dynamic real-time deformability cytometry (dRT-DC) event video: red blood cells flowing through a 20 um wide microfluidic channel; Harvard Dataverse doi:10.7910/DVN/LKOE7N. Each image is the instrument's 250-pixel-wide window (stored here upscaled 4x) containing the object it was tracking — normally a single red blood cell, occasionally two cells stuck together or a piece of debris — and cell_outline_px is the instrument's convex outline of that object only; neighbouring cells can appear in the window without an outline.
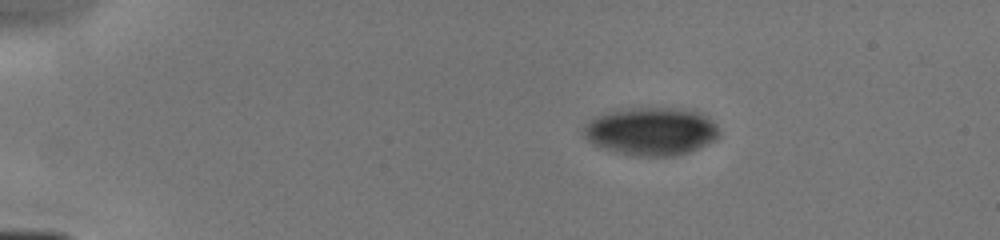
{"species": "human", "species_latin": "Homo sapiens", "temperature_condition": "cold", "stored_images_in_passage": 6, "camera_frame_rate_fps": 3000, "um_per_image_px": 0.085, "donor": {"sex": "male"}, "frame": {"image": 1, "passage_image": 1, "time_ms": 0.0, "image_size_px": [1000, 240], "cell_outline_px": [[720, 136], [716, 140], [708, 144], [688, 152], [676, 156], [632, 156], [600, 148], [592, 144], [584, 136], [584, 124], [588, 120], [604, 112], [620, 108], [688, 108], [708, 116], [716, 124], [720, 132]], "centroid_in_image_um": [55.35, 11.15], "position_along_channel_um": 29.7, "area_um2": 38.67}}
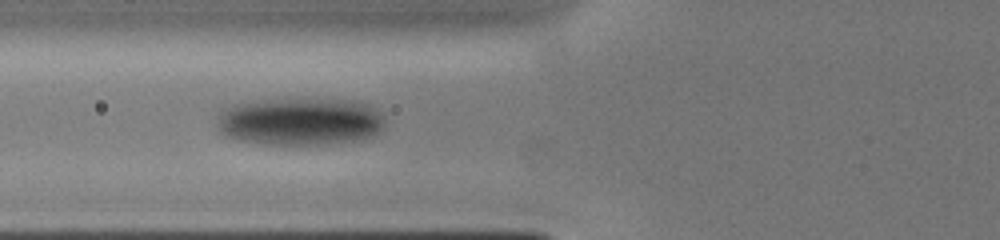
{"frame": {"image": 2, "passage_image": 5, "time_ms": 3.667, "image_size_px": [1000, 240], "cell_outline_px": [[384, 128], [376, 136], [360, 140], [328, 144], [272, 144], [236, 140], [224, 136], [216, 128], [216, 116], [220, 108], [232, 104], [252, 100], [288, 96], [316, 96], [352, 100], [368, 104], [384, 116]], "centroid_in_image_um": [25.46, 10.26], "position_along_channel_um": 100.3, "area_um2": 49.13}}
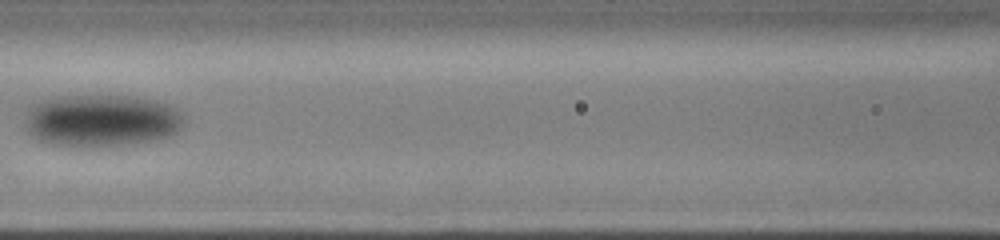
{"frame": {"image": 3, "passage_image": 6, "time_ms": 5.0, "image_size_px": [1000, 240], "cell_outline_px": [[184, 120], [180, 128], [176, 132], [168, 136], [152, 140], [128, 144], [92, 148], [52, 144], [36, 140], [28, 132], [24, 120], [24, 108], [36, 100], [56, 96], [136, 96], [156, 100], [168, 104], [176, 108], [184, 116]], "centroid_in_image_um": [8.53, 10.24], "position_along_channel_um": 158.1, "area_um2": 49.48}}